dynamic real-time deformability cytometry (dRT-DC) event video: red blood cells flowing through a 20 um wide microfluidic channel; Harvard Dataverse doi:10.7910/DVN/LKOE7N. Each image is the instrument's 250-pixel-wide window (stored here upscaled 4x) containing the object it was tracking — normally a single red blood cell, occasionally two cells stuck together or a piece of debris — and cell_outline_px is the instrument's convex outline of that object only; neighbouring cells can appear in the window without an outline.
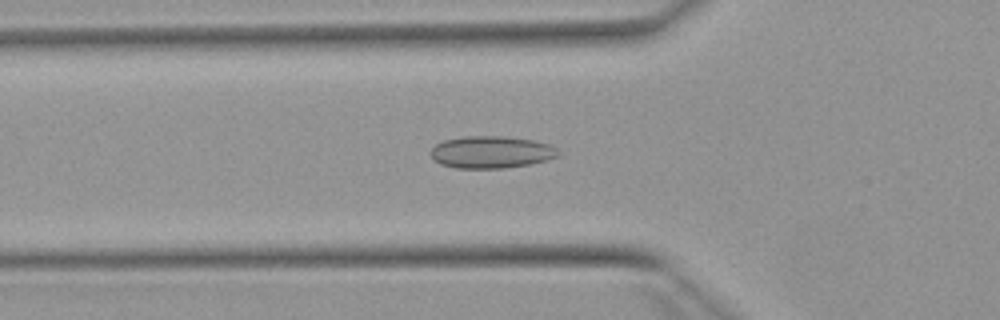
{"species": "Egyptian fruit bat (a non-hibernating species)", "species_latin": "Rousettus aegyptiacus", "temperature_condition": "warm", "stored_images_in_passage": 43, "camera_frame_rate_fps": 3000, "um_per_image_px": 0.085, "animal": {"sex": "female"}, "frame": {"image": 1, "passage_image": 16, "time_ms": 5.0, "image_size_px": [1000, 320], "cell_outline_px": [[560, 156], [528, 164], [504, 168], [456, 168], [440, 164], [428, 152], [436, 144], [444, 140], [464, 136], [504, 136], [532, 140], [548, 144], [556, 148], [560, 152]], "centroid_in_image_um": [41.74, 12.92], "position_along_channel_um": 84.1, "area_um2": 23.81}}
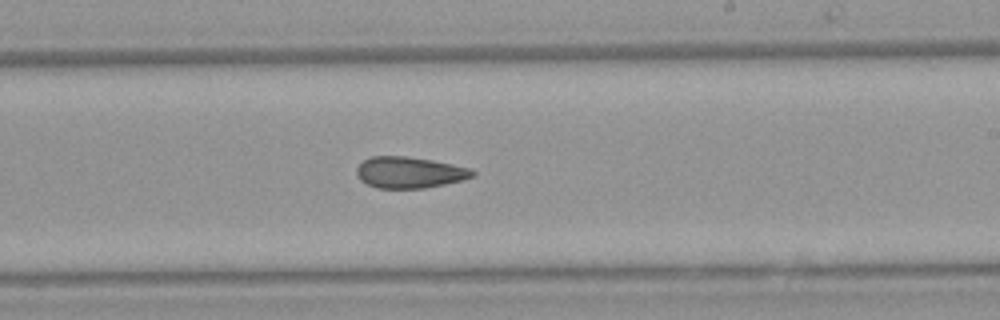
{"frame": {"image": 2, "passage_image": 29, "time_ms": 9.333, "image_size_px": [1000, 320], "cell_outline_px": [[476, 176], [464, 180], [424, 188], [376, 188], [360, 180], [356, 172], [356, 168], [364, 160], [372, 156], [404, 156], [432, 160], [452, 164], [468, 168], [476, 172]], "centroid_in_image_um": [34.82, 14.66], "position_along_channel_um": 254.2, "area_um2": 21.1}}
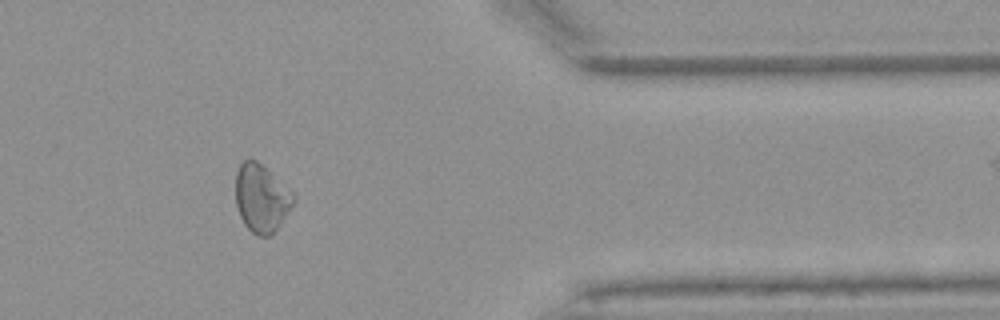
{"frame": {"image": 3, "passage_image": 41, "time_ms": 13.333, "image_size_px": [1000, 320], "cell_outline_px": [[296, 200], [276, 228], [268, 236], [256, 236], [244, 224], [240, 216], [236, 204], [236, 172], [240, 164], [244, 160], [256, 160], [292, 192], [296, 196]], "centroid_in_image_um": [22.2, 16.85], "position_along_channel_um": 389.2, "area_um2": 22.37}}